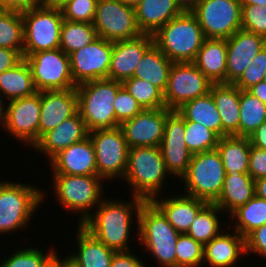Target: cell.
<instances>
[{"instance_id": "cell-1", "label": "cell", "mask_w": 266, "mask_h": 267, "mask_svg": "<svg viewBox=\"0 0 266 267\" xmlns=\"http://www.w3.org/2000/svg\"><path fill=\"white\" fill-rule=\"evenodd\" d=\"M131 197V201L104 198L81 226L116 252L132 250L129 244V241H132L131 224L136 218V227L138 226L139 210L144 200L133 195Z\"/></svg>"}, {"instance_id": "cell-2", "label": "cell", "mask_w": 266, "mask_h": 267, "mask_svg": "<svg viewBox=\"0 0 266 267\" xmlns=\"http://www.w3.org/2000/svg\"><path fill=\"white\" fill-rule=\"evenodd\" d=\"M135 232L137 243L150 252L157 265L176 267V244L180 233L152 201H144L141 205Z\"/></svg>"}, {"instance_id": "cell-3", "label": "cell", "mask_w": 266, "mask_h": 267, "mask_svg": "<svg viewBox=\"0 0 266 267\" xmlns=\"http://www.w3.org/2000/svg\"><path fill=\"white\" fill-rule=\"evenodd\" d=\"M167 176L170 179L160 147L129 149L127 168L122 180L130 186L133 196L152 201L162 195L161 190Z\"/></svg>"}, {"instance_id": "cell-4", "label": "cell", "mask_w": 266, "mask_h": 267, "mask_svg": "<svg viewBox=\"0 0 266 267\" xmlns=\"http://www.w3.org/2000/svg\"><path fill=\"white\" fill-rule=\"evenodd\" d=\"M152 36L154 44L173 63L193 62L206 39L191 11H183Z\"/></svg>"}, {"instance_id": "cell-5", "label": "cell", "mask_w": 266, "mask_h": 267, "mask_svg": "<svg viewBox=\"0 0 266 267\" xmlns=\"http://www.w3.org/2000/svg\"><path fill=\"white\" fill-rule=\"evenodd\" d=\"M122 82L98 79L76 86L78 112L88 132L120 127L116 121L114 102Z\"/></svg>"}, {"instance_id": "cell-6", "label": "cell", "mask_w": 266, "mask_h": 267, "mask_svg": "<svg viewBox=\"0 0 266 267\" xmlns=\"http://www.w3.org/2000/svg\"><path fill=\"white\" fill-rule=\"evenodd\" d=\"M51 176H53L51 187L56 202L70 213L79 214L80 225L106 198L103 194L104 179L98 175L52 174Z\"/></svg>"}, {"instance_id": "cell-7", "label": "cell", "mask_w": 266, "mask_h": 267, "mask_svg": "<svg viewBox=\"0 0 266 267\" xmlns=\"http://www.w3.org/2000/svg\"><path fill=\"white\" fill-rule=\"evenodd\" d=\"M45 196L37 185L0 180V234L25 229Z\"/></svg>"}, {"instance_id": "cell-8", "label": "cell", "mask_w": 266, "mask_h": 267, "mask_svg": "<svg viewBox=\"0 0 266 267\" xmlns=\"http://www.w3.org/2000/svg\"><path fill=\"white\" fill-rule=\"evenodd\" d=\"M225 175L217 149L193 154L187 172L181 178L185 187L182 193L214 203L220 196Z\"/></svg>"}, {"instance_id": "cell-9", "label": "cell", "mask_w": 266, "mask_h": 267, "mask_svg": "<svg viewBox=\"0 0 266 267\" xmlns=\"http://www.w3.org/2000/svg\"><path fill=\"white\" fill-rule=\"evenodd\" d=\"M24 23L23 56L58 49L64 21L60 8L38 5L22 12Z\"/></svg>"}, {"instance_id": "cell-10", "label": "cell", "mask_w": 266, "mask_h": 267, "mask_svg": "<svg viewBox=\"0 0 266 267\" xmlns=\"http://www.w3.org/2000/svg\"><path fill=\"white\" fill-rule=\"evenodd\" d=\"M95 148L98 176L105 181L123 179L127 168L129 146L120 127L88 132Z\"/></svg>"}, {"instance_id": "cell-11", "label": "cell", "mask_w": 266, "mask_h": 267, "mask_svg": "<svg viewBox=\"0 0 266 267\" xmlns=\"http://www.w3.org/2000/svg\"><path fill=\"white\" fill-rule=\"evenodd\" d=\"M23 58L30 66L37 92L76 88L70 57L62 49L40 51Z\"/></svg>"}, {"instance_id": "cell-12", "label": "cell", "mask_w": 266, "mask_h": 267, "mask_svg": "<svg viewBox=\"0 0 266 267\" xmlns=\"http://www.w3.org/2000/svg\"><path fill=\"white\" fill-rule=\"evenodd\" d=\"M191 12L207 39H228L241 29L242 6L238 0H199Z\"/></svg>"}, {"instance_id": "cell-13", "label": "cell", "mask_w": 266, "mask_h": 267, "mask_svg": "<svg viewBox=\"0 0 266 267\" xmlns=\"http://www.w3.org/2000/svg\"><path fill=\"white\" fill-rule=\"evenodd\" d=\"M93 26L98 37L112 42L142 34L136 23L134 7L121 0H98Z\"/></svg>"}, {"instance_id": "cell-14", "label": "cell", "mask_w": 266, "mask_h": 267, "mask_svg": "<svg viewBox=\"0 0 266 267\" xmlns=\"http://www.w3.org/2000/svg\"><path fill=\"white\" fill-rule=\"evenodd\" d=\"M212 82L192 63H173L163 93L165 107L177 110L185 102L210 92Z\"/></svg>"}, {"instance_id": "cell-15", "label": "cell", "mask_w": 266, "mask_h": 267, "mask_svg": "<svg viewBox=\"0 0 266 267\" xmlns=\"http://www.w3.org/2000/svg\"><path fill=\"white\" fill-rule=\"evenodd\" d=\"M6 114L3 126L21 143L32 147L39 140V118L41 115L40 92L34 95L17 98L6 103Z\"/></svg>"}, {"instance_id": "cell-16", "label": "cell", "mask_w": 266, "mask_h": 267, "mask_svg": "<svg viewBox=\"0 0 266 267\" xmlns=\"http://www.w3.org/2000/svg\"><path fill=\"white\" fill-rule=\"evenodd\" d=\"M113 45L114 42L97 37L90 44L69 55L71 73L76 85L108 79Z\"/></svg>"}, {"instance_id": "cell-17", "label": "cell", "mask_w": 266, "mask_h": 267, "mask_svg": "<svg viewBox=\"0 0 266 267\" xmlns=\"http://www.w3.org/2000/svg\"><path fill=\"white\" fill-rule=\"evenodd\" d=\"M185 120L173 110L165 121L164 135L160 144L163 160L172 178H181L187 172L192 153L188 150L185 140Z\"/></svg>"}, {"instance_id": "cell-18", "label": "cell", "mask_w": 266, "mask_h": 267, "mask_svg": "<svg viewBox=\"0 0 266 267\" xmlns=\"http://www.w3.org/2000/svg\"><path fill=\"white\" fill-rule=\"evenodd\" d=\"M172 111L166 107L145 109L123 122L120 128L129 148L159 147L164 135L165 121Z\"/></svg>"}, {"instance_id": "cell-19", "label": "cell", "mask_w": 266, "mask_h": 267, "mask_svg": "<svg viewBox=\"0 0 266 267\" xmlns=\"http://www.w3.org/2000/svg\"><path fill=\"white\" fill-rule=\"evenodd\" d=\"M227 41L226 84H234L266 46V39L255 33L238 30Z\"/></svg>"}, {"instance_id": "cell-20", "label": "cell", "mask_w": 266, "mask_h": 267, "mask_svg": "<svg viewBox=\"0 0 266 267\" xmlns=\"http://www.w3.org/2000/svg\"><path fill=\"white\" fill-rule=\"evenodd\" d=\"M39 138L78 111L76 88L40 92Z\"/></svg>"}, {"instance_id": "cell-21", "label": "cell", "mask_w": 266, "mask_h": 267, "mask_svg": "<svg viewBox=\"0 0 266 267\" xmlns=\"http://www.w3.org/2000/svg\"><path fill=\"white\" fill-rule=\"evenodd\" d=\"M153 44L151 34L114 42L108 79L123 82L133 77L137 64Z\"/></svg>"}, {"instance_id": "cell-22", "label": "cell", "mask_w": 266, "mask_h": 267, "mask_svg": "<svg viewBox=\"0 0 266 267\" xmlns=\"http://www.w3.org/2000/svg\"><path fill=\"white\" fill-rule=\"evenodd\" d=\"M48 165L52 174L98 175L95 148L89 135L61 150Z\"/></svg>"}, {"instance_id": "cell-23", "label": "cell", "mask_w": 266, "mask_h": 267, "mask_svg": "<svg viewBox=\"0 0 266 267\" xmlns=\"http://www.w3.org/2000/svg\"><path fill=\"white\" fill-rule=\"evenodd\" d=\"M88 136L84 120L77 111L72 117L64 120L53 130L42 135L32 146L39 154H45L51 160L61 150L82 141Z\"/></svg>"}, {"instance_id": "cell-24", "label": "cell", "mask_w": 266, "mask_h": 267, "mask_svg": "<svg viewBox=\"0 0 266 267\" xmlns=\"http://www.w3.org/2000/svg\"><path fill=\"white\" fill-rule=\"evenodd\" d=\"M165 197L157 196L152 202L163 212L168 222L180 234L187 233L197 214L208 204L202 199L184 193Z\"/></svg>"}, {"instance_id": "cell-25", "label": "cell", "mask_w": 266, "mask_h": 267, "mask_svg": "<svg viewBox=\"0 0 266 267\" xmlns=\"http://www.w3.org/2000/svg\"><path fill=\"white\" fill-rule=\"evenodd\" d=\"M228 227L204 246L203 262L208 267H239L238 260L246 256L245 238L235 230L229 232Z\"/></svg>"}, {"instance_id": "cell-26", "label": "cell", "mask_w": 266, "mask_h": 267, "mask_svg": "<svg viewBox=\"0 0 266 267\" xmlns=\"http://www.w3.org/2000/svg\"><path fill=\"white\" fill-rule=\"evenodd\" d=\"M210 93L221 117V137L239 136L240 89L234 84H212Z\"/></svg>"}, {"instance_id": "cell-27", "label": "cell", "mask_w": 266, "mask_h": 267, "mask_svg": "<svg viewBox=\"0 0 266 267\" xmlns=\"http://www.w3.org/2000/svg\"><path fill=\"white\" fill-rule=\"evenodd\" d=\"M226 175L220 196L214 202L229 216L255 196V180L249 173L225 170Z\"/></svg>"}, {"instance_id": "cell-28", "label": "cell", "mask_w": 266, "mask_h": 267, "mask_svg": "<svg viewBox=\"0 0 266 267\" xmlns=\"http://www.w3.org/2000/svg\"><path fill=\"white\" fill-rule=\"evenodd\" d=\"M134 9L138 29L151 35L183 12L175 0H142Z\"/></svg>"}, {"instance_id": "cell-29", "label": "cell", "mask_w": 266, "mask_h": 267, "mask_svg": "<svg viewBox=\"0 0 266 267\" xmlns=\"http://www.w3.org/2000/svg\"><path fill=\"white\" fill-rule=\"evenodd\" d=\"M75 240L78 251H71L66 257L77 267H110L111 260L116 251L106 247L80 224L76 225ZM73 252V253H72ZM77 252V253H76Z\"/></svg>"}, {"instance_id": "cell-30", "label": "cell", "mask_w": 266, "mask_h": 267, "mask_svg": "<svg viewBox=\"0 0 266 267\" xmlns=\"http://www.w3.org/2000/svg\"><path fill=\"white\" fill-rule=\"evenodd\" d=\"M192 63L212 82V84L226 83V39L206 38Z\"/></svg>"}, {"instance_id": "cell-31", "label": "cell", "mask_w": 266, "mask_h": 267, "mask_svg": "<svg viewBox=\"0 0 266 267\" xmlns=\"http://www.w3.org/2000/svg\"><path fill=\"white\" fill-rule=\"evenodd\" d=\"M172 64L173 62L153 44L137 64L133 77L149 82L164 93Z\"/></svg>"}, {"instance_id": "cell-32", "label": "cell", "mask_w": 266, "mask_h": 267, "mask_svg": "<svg viewBox=\"0 0 266 267\" xmlns=\"http://www.w3.org/2000/svg\"><path fill=\"white\" fill-rule=\"evenodd\" d=\"M36 92L32 72L25 58L0 74V93L6 101L28 97Z\"/></svg>"}, {"instance_id": "cell-33", "label": "cell", "mask_w": 266, "mask_h": 267, "mask_svg": "<svg viewBox=\"0 0 266 267\" xmlns=\"http://www.w3.org/2000/svg\"><path fill=\"white\" fill-rule=\"evenodd\" d=\"M176 111L185 121L200 123L221 138V117L210 92L185 102Z\"/></svg>"}, {"instance_id": "cell-34", "label": "cell", "mask_w": 266, "mask_h": 267, "mask_svg": "<svg viewBox=\"0 0 266 267\" xmlns=\"http://www.w3.org/2000/svg\"><path fill=\"white\" fill-rule=\"evenodd\" d=\"M216 149L221 155L225 170L248 173L251 150L249 137L235 135L221 137Z\"/></svg>"}, {"instance_id": "cell-35", "label": "cell", "mask_w": 266, "mask_h": 267, "mask_svg": "<svg viewBox=\"0 0 266 267\" xmlns=\"http://www.w3.org/2000/svg\"><path fill=\"white\" fill-rule=\"evenodd\" d=\"M232 229L244 238L254 229L266 224V199L254 196L246 204L236 209L230 216Z\"/></svg>"}, {"instance_id": "cell-36", "label": "cell", "mask_w": 266, "mask_h": 267, "mask_svg": "<svg viewBox=\"0 0 266 267\" xmlns=\"http://www.w3.org/2000/svg\"><path fill=\"white\" fill-rule=\"evenodd\" d=\"M225 213L214 203H208L195 217L187 235L205 246L221 231L220 215Z\"/></svg>"}, {"instance_id": "cell-37", "label": "cell", "mask_w": 266, "mask_h": 267, "mask_svg": "<svg viewBox=\"0 0 266 267\" xmlns=\"http://www.w3.org/2000/svg\"><path fill=\"white\" fill-rule=\"evenodd\" d=\"M266 121V104L247 90H240L239 136L249 137Z\"/></svg>"}, {"instance_id": "cell-38", "label": "cell", "mask_w": 266, "mask_h": 267, "mask_svg": "<svg viewBox=\"0 0 266 267\" xmlns=\"http://www.w3.org/2000/svg\"><path fill=\"white\" fill-rule=\"evenodd\" d=\"M93 23L63 21L60 34V46L66 54L70 55L97 38Z\"/></svg>"}, {"instance_id": "cell-39", "label": "cell", "mask_w": 266, "mask_h": 267, "mask_svg": "<svg viewBox=\"0 0 266 267\" xmlns=\"http://www.w3.org/2000/svg\"><path fill=\"white\" fill-rule=\"evenodd\" d=\"M0 47L18 50L23 55L24 23L22 13L0 10Z\"/></svg>"}, {"instance_id": "cell-40", "label": "cell", "mask_w": 266, "mask_h": 267, "mask_svg": "<svg viewBox=\"0 0 266 267\" xmlns=\"http://www.w3.org/2000/svg\"><path fill=\"white\" fill-rule=\"evenodd\" d=\"M31 246L12 251L11 256L7 255L4 260H1L0 267H51L58 254L55 248L49 249L46 253L41 248Z\"/></svg>"}, {"instance_id": "cell-41", "label": "cell", "mask_w": 266, "mask_h": 267, "mask_svg": "<svg viewBox=\"0 0 266 267\" xmlns=\"http://www.w3.org/2000/svg\"><path fill=\"white\" fill-rule=\"evenodd\" d=\"M122 85L143 110L165 107L163 93L149 82L131 77L124 80Z\"/></svg>"}, {"instance_id": "cell-42", "label": "cell", "mask_w": 266, "mask_h": 267, "mask_svg": "<svg viewBox=\"0 0 266 267\" xmlns=\"http://www.w3.org/2000/svg\"><path fill=\"white\" fill-rule=\"evenodd\" d=\"M220 137L200 123L185 121L184 140L192 154L217 148Z\"/></svg>"}, {"instance_id": "cell-43", "label": "cell", "mask_w": 266, "mask_h": 267, "mask_svg": "<svg viewBox=\"0 0 266 267\" xmlns=\"http://www.w3.org/2000/svg\"><path fill=\"white\" fill-rule=\"evenodd\" d=\"M204 246L192 237L180 234L176 244V267H202Z\"/></svg>"}, {"instance_id": "cell-44", "label": "cell", "mask_w": 266, "mask_h": 267, "mask_svg": "<svg viewBox=\"0 0 266 267\" xmlns=\"http://www.w3.org/2000/svg\"><path fill=\"white\" fill-rule=\"evenodd\" d=\"M98 0H70L61 12L65 20L71 22L93 23Z\"/></svg>"}, {"instance_id": "cell-45", "label": "cell", "mask_w": 266, "mask_h": 267, "mask_svg": "<svg viewBox=\"0 0 266 267\" xmlns=\"http://www.w3.org/2000/svg\"><path fill=\"white\" fill-rule=\"evenodd\" d=\"M241 29L266 39V6H242Z\"/></svg>"}, {"instance_id": "cell-46", "label": "cell", "mask_w": 266, "mask_h": 267, "mask_svg": "<svg viewBox=\"0 0 266 267\" xmlns=\"http://www.w3.org/2000/svg\"><path fill=\"white\" fill-rule=\"evenodd\" d=\"M266 73V46L255 56L251 64L234 83L240 90H248L263 81Z\"/></svg>"}, {"instance_id": "cell-47", "label": "cell", "mask_w": 266, "mask_h": 267, "mask_svg": "<svg viewBox=\"0 0 266 267\" xmlns=\"http://www.w3.org/2000/svg\"><path fill=\"white\" fill-rule=\"evenodd\" d=\"M114 109L116 121L119 125L135 117L143 110L137 101L127 92L123 85L117 92Z\"/></svg>"}, {"instance_id": "cell-48", "label": "cell", "mask_w": 266, "mask_h": 267, "mask_svg": "<svg viewBox=\"0 0 266 267\" xmlns=\"http://www.w3.org/2000/svg\"><path fill=\"white\" fill-rule=\"evenodd\" d=\"M245 252L266 258V224L254 229L245 237Z\"/></svg>"}, {"instance_id": "cell-49", "label": "cell", "mask_w": 266, "mask_h": 267, "mask_svg": "<svg viewBox=\"0 0 266 267\" xmlns=\"http://www.w3.org/2000/svg\"><path fill=\"white\" fill-rule=\"evenodd\" d=\"M248 173L254 180L266 177V150L251 146Z\"/></svg>"}, {"instance_id": "cell-50", "label": "cell", "mask_w": 266, "mask_h": 267, "mask_svg": "<svg viewBox=\"0 0 266 267\" xmlns=\"http://www.w3.org/2000/svg\"><path fill=\"white\" fill-rule=\"evenodd\" d=\"M140 258L134 252L131 253V250L115 252L110 267H146Z\"/></svg>"}, {"instance_id": "cell-51", "label": "cell", "mask_w": 266, "mask_h": 267, "mask_svg": "<svg viewBox=\"0 0 266 267\" xmlns=\"http://www.w3.org/2000/svg\"><path fill=\"white\" fill-rule=\"evenodd\" d=\"M23 59V55L18 50L0 47V74L11 69Z\"/></svg>"}, {"instance_id": "cell-52", "label": "cell", "mask_w": 266, "mask_h": 267, "mask_svg": "<svg viewBox=\"0 0 266 267\" xmlns=\"http://www.w3.org/2000/svg\"><path fill=\"white\" fill-rule=\"evenodd\" d=\"M39 4L35 0H0V10L25 12Z\"/></svg>"}, {"instance_id": "cell-53", "label": "cell", "mask_w": 266, "mask_h": 267, "mask_svg": "<svg viewBox=\"0 0 266 267\" xmlns=\"http://www.w3.org/2000/svg\"><path fill=\"white\" fill-rule=\"evenodd\" d=\"M251 146L266 150V121L262 123L250 136Z\"/></svg>"}, {"instance_id": "cell-54", "label": "cell", "mask_w": 266, "mask_h": 267, "mask_svg": "<svg viewBox=\"0 0 266 267\" xmlns=\"http://www.w3.org/2000/svg\"><path fill=\"white\" fill-rule=\"evenodd\" d=\"M250 94L257 97L261 102L266 104V82L261 81L247 90Z\"/></svg>"}, {"instance_id": "cell-55", "label": "cell", "mask_w": 266, "mask_h": 267, "mask_svg": "<svg viewBox=\"0 0 266 267\" xmlns=\"http://www.w3.org/2000/svg\"><path fill=\"white\" fill-rule=\"evenodd\" d=\"M255 195L266 199V177L255 179Z\"/></svg>"}, {"instance_id": "cell-56", "label": "cell", "mask_w": 266, "mask_h": 267, "mask_svg": "<svg viewBox=\"0 0 266 267\" xmlns=\"http://www.w3.org/2000/svg\"><path fill=\"white\" fill-rule=\"evenodd\" d=\"M51 267H77L70 259H68L66 256L63 258L60 256H57L54 258Z\"/></svg>"}, {"instance_id": "cell-57", "label": "cell", "mask_w": 266, "mask_h": 267, "mask_svg": "<svg viewBox=\"0 0 266 267\" xmlns=\"http://www.w3.org/2000/svg\"><path fill=\"white\" fill-rule=\"evenodd\" d=\"M182 11H192L199 0H175Z\"/></svg>"}, {"instance_id": "cell-58", "label": "cell", "mask_w": 266, "mask_h": 267, "mask_svg": "<svg viewBox=\"0 0 266 267\" xmlns=\"http://www.w3.org/2000/svg\"><path fill=\"white\" fill-rule=\"evenodd\" d=\"M70 0H48L44 5L51 8H61Z\"/></svg>"}, {"instance_id": "cell-59", "label": "cell", "mask_w": 266, "mask_h": 267, "mask_svg": "<svg viewBox=\"0 0 266 267\" xmlns=\"http://www.w3.org/2000/svg\"><path fill=\"white\" fill-rule=\"evenodd\" d=\"M241 6L246 5H259V6H266V0H238Z\"/></svg>"}, {"instance_id": "cell-60", "label": "cell", "mask_w": 266, "mask_h": 267, "mask_svg": "<svg viewBox=\"0 0 266 267\" xmlns=\"http://www.w3.org/2000/svg\"><path fill=\"white\" fill-rule=\"evenodd\" d=\"M2 94L0 93V126H3L4 120H5V114H6V106L5 102L3 100H5L4 98H2Z\"/></svg>"}, {"instance_id": "cell-61", "label": "cell", "mask_w": 266, "mask_h": 267, "mask_svg": "<svg viewBox=\"0 0 266 267\" xmlns=\"http://www.w3.org/2000/svg\"><path fill=\"white\" fill-rule=\"evenodd\" d=\"M121 1H123L124 3L134 7L135 5H137L142 0H121Z\"/></svg>"}, {"instance_id": "cell-62", "label": "cell", "mask_w": 266, "mask_h": 267, "mask_svg": "<svg viewBox=\"0 0 266 267\" xmlns=\"http://www.w3.org/2000/svg\"><path fill=\"white\" fill-rule=\"evenodd\" d=\"M39 5H44L48 0H35Z\"/></svg>"}, {"instance_id": "cell-63", "label": "cell", "mask_w": 266, "mask_h": 267, "mask_svg": "<svg viewBox=\"0 0 266 267\" xmlns=\"http://www.w3.org/2000/svg\"><path fill=\"white\" fill-rule=\"evenodd\" d=\"M263 81H265V82H266V73H265V75H264V79H263Z\"/></svg>"}]
</instances>
